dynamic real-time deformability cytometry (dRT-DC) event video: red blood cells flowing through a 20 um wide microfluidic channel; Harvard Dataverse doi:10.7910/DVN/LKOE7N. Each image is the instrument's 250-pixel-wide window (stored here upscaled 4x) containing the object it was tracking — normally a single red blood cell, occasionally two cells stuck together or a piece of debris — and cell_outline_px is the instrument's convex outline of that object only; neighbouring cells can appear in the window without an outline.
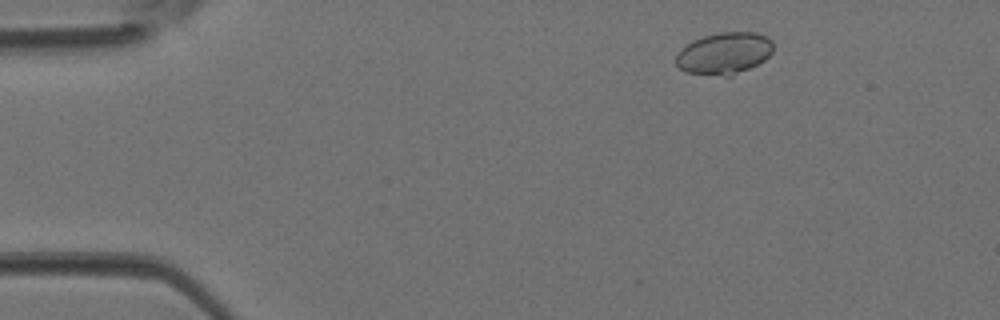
{"species": "Egyptian fruit bat (a non-hibernating species)", "species_latin": "Rousettus aegyptiacus", "temperature_condition": "room temperature", "stored_images_in_passage": 3, "camera_frame_rate_fps": 3000, "um_per_image_px": 0.085, "animal": {"sex": "female"}, "frame": {"image": 1, "passage_image": 2, "time_ms": 0.333, "image_size_px": [1000, 320], "cell_outline_px": [[772, 52], [764, 60], [732, 76], [724, 76], [688, 72], [680, 68], [676, 64], [676, 56], [680, 48], [692, 40], [704, 36], [720, 32], [756, 32], [768, 36], [772, 40]], "centroid_in_image_um": [61.55, 4.51], "position_along_channel_um": 23.4, "area_um2": 23.64}}
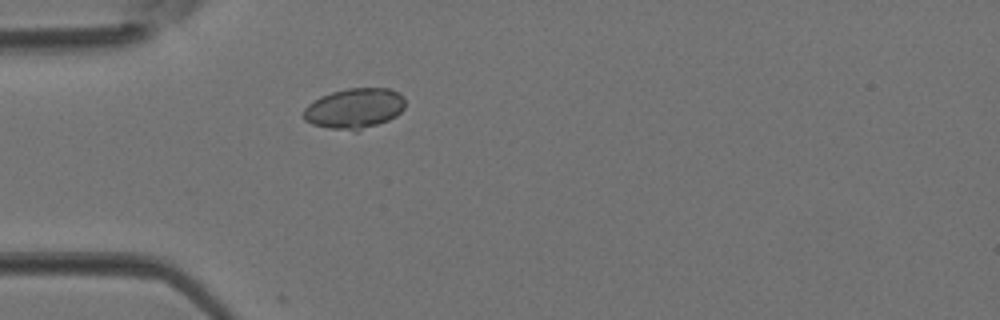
{"frame": {"image": 2, "passage_image": 3, "time_ms": 0.667, "image_size_px": [1000, 320], "cell_outline_px": [[404, 108], [396, 116], [388, 120], [356, 132], [328, 128], [312, 124], [304, 120], [304, 108], [308, 104], [320, 96], [332, 92], [348, 88], [388, 88], [404, 96]], "centroid_in_image_um": [30.11, 9.22], "position_along_channel_um": 54.9, "area_um2": 23.99}}